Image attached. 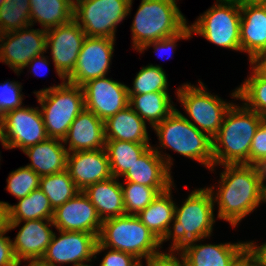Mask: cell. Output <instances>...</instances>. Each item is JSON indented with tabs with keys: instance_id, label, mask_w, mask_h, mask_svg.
<instances>
[{
	"instance_id": "cell-1",
	"label": "cell",
	"mask_w": 266,
	"mask_h": 266,
	"mask_svg": "<svg viewBox=\"0 0 266 266\" xmlns=\"http://www.w3.org/2000/svg\"><path fill=\"white\" fill-rule=\"evenodd\" d=\"M219 166L223 170L218 185L207 188L217 204V218L227 221L233 228L238 227L242 219L264 203L263 177L256 165Z\"/></svg>"
},
{
	"instance_id": "cell-2",
	"label": "cell",
	"mask_w": 266,
	"mask_h": 266,
	"mask_svg": "<svg viewBox=\"0 0 266 266\" xmlns=\"http://www.w3.org/2000/svg\"><path fill=\"white\" fill-rule=\"evenodd\" d=\"M182 203L181 206L175 204V217L161 240V249L163 243L171 240L167 250L179 254L213 236V226L217 222L216 204L207 187L193 189Z\"/></svg>"
},
{
	"instance_id": "cell-3",
	"label": "cell",
	"mask_w": 266,
	"mask_h": 266,
	"mask_svg": "<svg viewBox=\"0 0 266 266\" xmlns=\"http://www.w3.org/2000/svg\"><path fill=\"white\" fill-rule=\"evenodd\" d=\"M233 103L227 110L222 125L212 138L213 168L219 165H250L251 142L259 127L261 115L243 103Z\"/></svg>"
},
{
	"instance_id": "cell-4",
	"label": "cell",
	"mask_w": 266,
	"mask_h": 266,
	"mask_svg": "<svg viewBox=\"0 0 266 266\" xmlns=\"http://www.w3.org/2000/svg\"><path fill=\"white\" fill-rule=\"evenodd\" d=\"M153 130L159 144L152 147L170 169L174 159L164 153L163 148L195 160L208 170L213 168L212 139L190 123L177 108Z\"/></svg>"
},
{
	"instance_id": "cell-5",
	"label": "cell",
	"mask_w": 266,
	"mask_h": 266,
	"mask_svg": "<svg viewBox=\"0 0 266 266\" xmlns=\"http://www.w3.org/2000/svg\"><path fill=\"white\" fill-rule=\"evenodd\" d=\"M177 1L141 0L130 27L131 48L138 52L145 44L172 36L188 24Z\"/></svg>"
},
{
	"instance_id": "cell-6",
	"label": "cell",
	"mask_w": 266,
	"mask_h": 266,
	"mask_svg": "<svg viewBox=\"0 0 266 266\" xmlns=\"http://www.w3.org/2000/svg\"><path fill=\"white\" fill-rule=\"evenodd\" d=\"M33 93L41 106L48 138L63 140L74 119L85 109L82 86L61 81Z\"/></svg>"
},
{
	"instance_id": "cell-7",
	"label": "cell",
	"mask_w": 266,
	"mask_h": 266,
	"mask_svg": "<svg viewBox=\"0 0 266 266\" xmlns=\"http://www.w3.org/2000/svg\"><path fill=\"white\" fill-rule=\"evenodd\" d=\"M98 241L110 249L130 253L140 261L161 251V241L136 215L104 220Z\"/></svg>"
},
{
	"instance_id": "cell-8",
	"label": "cell",
	"mask_w": 266,
	"mask_h": 266,
	"mask_svg": "<svg viewBox=\"0 0 266 266\" xmlns=\"http://www.w3.org/2000/svg\"><path fill=\"white\" fill-rule=\"evenodd\" d=\"M207 85L198 80V85L183 83L175 91L177 101L185 110L184 117L198 130L211 139L217 134L223 118L233 102H227L218 95L211 94Z\"/></svg>"
},
{
	"instance_id": "cell-9",
	"label": "cell",
	"mask_w": 266,
	"mask_h": 266,
	"mask_svg": "<svg viewBox=\"0 0 266 266\" xmlns=\"http://www.w3.org/2000/svg\"><path fill=\"white\" fill-rule=\"evenodd\" d=\"M240 21V3L215 1L190 25L191 33L215 46L241 52Z\"/></svg>"
},
{
	"instance_id": "cell-10",
	"label": "cell",
	"mask_w": 266,
	"mask_h": 266,
	"mask_svg": "<svg viewBox=\"0 0 266 266\" xmlns=\"http://www.w3.org/2000/svg\"><path fill=\"white\" fill-rule=\"evenodd\" d=\"M134 0H81L73 19L88 37L116 38L117 27L131 14Z\"/></svg>"
},
{
	"instance_id": "cell-11",
	"label": "cell",
	"mask_w": 266,
	"mask_h": 266,
	"mask_svg": "<svg viewBox=\"0 0 266 266\" xmlns=\"http://www.w3.org/2000/svg\"><path fill=\"white\" fill-rule=\"evenodd\" d=\"M4 149L21 151L48 138L40 107L22 106L0 118Z\"/></svg>"
},
{
	"instance_id": "cell-12",
	"label": "cell",
	"mask_w": 266,
	"mask_h": 266,
	"mask_svg": "<svg viewBox=\"0 0 266 266\" xmlns=\"http://www.w3.org/2000/svg\"><path fill=\"white\" fill-rule=\"evenodd\" d=\"M47 33L44 29H34L32 25L0 34V63L8 65L16 75L34 57L48 53ZM47 51V52H46Z\"/></svg>"
},
{
	"instance_id": "cell-13",
	"label": "cell",
	"mask_w": 266,
	"mask_h": 266,
	"mask_svg": "<svg viewBox=\"0 0 266 266\" xmlns=\"http://www.w3.org/2000/svg\"><path fill=\"white\" fill-rule=\"evenodd\" d=\"M39 263L43 266H78L93 262L98 237L86 232L57 230Z\"/></svg>"
},
{
	"instance_id": "cell-14",
	"label": "cell",
	"mask_w": 266,
	"mask_h": 266,
	"mask_svg": "<svg viewBox=\"0 0 266 266\" xmlns=\"http://www.w3.org/2000/svg\"><path fill=\"white\" fill-rule=\"evenodd\" d=\"M47 50L55 68V73L62 81L73 73L79 52L86 35L77 22L68 23L46 30Z\"/></svg>"
},
{
	"instance_id": "cell-15",
	"label": "cell",
	"mask_w": 266,
	"mask_h": 266,
	"mask_svg": "<svg viewBox=\"0 0 266 266\" xmlns=\"http://www.w3.org/2000/svg\"><path fill=\"white\" fill-rule=\"evenodd\" d=\"M115 41L106 37L86 36L74 71L66 81L82 86L91 79L107 76L112 65Z\"/></svg>"
},
{
	"instance_id": "cell-16",
	"label": "cell",
	"mask_w": 266,
	"mask_h": 266,
	"mask_svg": "<svg viewBox=\"0 0 266 266\" xmlns=\"http://www.w3.org/2000/svg\"><path fill=\"white\" fill-rule=\"evenodd\" d=\"M85 108L102 121L129 105L127 85L107 76L95 78L82 85Z\"/></svg>"
},
{
	"instance_id": "cell-17",
	"label": "cell",
	"mask_w": 266,
	"mask_h": 266,
	"mask_svg": "<svg viewBox=\"0 0 266 266\" xmlns=\"http://www.w3.org/2000/svg\"><path fill=\"white\" fill-rule=\"evenodd\" d=\"M23 223L22 226H20ZM19 231L12 240L13 250L19 263L39 262L44 256L48 245L51 242L54 231L51 227H55L52 220L38 219L26 220L23 222H9L8 231Z\"/></svg>"
},
{
	"instance_id": "cell-18",
	"label": "cell",
	"mask_w": 266,
	"mask_h": 266,
	"mask_svg": "<svg viewBox=\"0 0 266 266\" xmlns=\"http://www.w3.org/2000/svg\"><path fill=\"white\" fill-rule=\"evenodd\" d=\"M52 221L56 230L86 232L95 234L97 237L103 222L83 191L57 207Z\"/></svg>"
},
{
	"instance_id": "cell-19",
	"label": "cell",
	"mask_w": 266,
	"mask_h": 266,
	"mask_svg": "<svg viewBox=\"0 0 266 266\" xmlns=\"http://www.w3.org/2000/svg\"><path fill=\"white\" fill-rule=\"evenodd\" d=\"M66 170L80 191L113 177L105 148L68 153Z\"/></svg>"
},
{
	"instance_id": "cell-20",
	"label": "cell",
	"mask_w": 266,
	"mask_h": 266,
	"mask_svg": "<svg viewBox=\"0 0 266 266\" xmlns=\"http://www.w3.org/2000/svg\"><path fill=\"white\" fill-rule=\"evenodd\" d=\"M241 52L248 53L249 63L266 52V4L240 3Z\"/></svg>"
},
{
	"instance_id": "cell-21",
	"label": "cell",
	"mask_w": 266,
	"mask_h": 266,
	"mask_svg": "<svg viewBox=\"0 0 266 266\" xmlns=\"http://www.w3.org/2000/svg\"><path fill=\"white\" fill-rule=\"evenodd\" d=\"M105 143L104 121L86 108L74 119L63 139L68 153L105 148Z\"/></svg>"
},
{
	"instance_id": "cell-22",
	"label": "cell",
	"mask_w": 266,
	"mask_h": 266,
	"mask_svg": "<svg viewBox=\"0 0 266 266\" xmlns=\"http://www.w3.org/2000/svg\"><path fill=\"white\" fill-rule=\"evenodd\" d=\"M172 171L151 146L121 177L153 188H175Z\"/></svg>"
},
{
	"instance_id": "cell-23",
	"label": "cell",
	"mask_w": 266,
	"mask_h": 266,
	"mask_svg": "<svg viewBox=\"0 0 266 266\" xmlns=\"http://www.w3.org/2000/svg\"><path fill=\"white\" fill-rule=\"evenodd\" d=\"M246 252V243H197L183 252L186 266H237Z\"/></svg>"
},
{
	"instance_id": "cell-24",
	"label": "cell",
	"mask_w": 266,
	"mask_h": 266,
	"mask_svg": "<svg viewBox=\"0 0 266 266\" xmlns=\"http://www.w3.org/2000/svg\"><path fill=\"white\" fill-rule=\"evenodd\" d=\"M31 161L26 166L40 177L63 172L67 169L68 150L63 140L47 138L23 150Z\"/></svg>"
},
{
	"instance_id": "cell-25",
	"label": "cell",
	"mask_w": 266,
	"mask_h": 266,
	"mask_svg": "<svg viewBox=\"0 0 266 266\" xmlns=\"http://www.w3.org/2000/svg\"><path fill=\"white\" fill-rule=\"evenodd\" d=\"M83 192L96 208L102 221L125 215L124 199L119 178L112 177L89 185Z\"/></svg>"
},
{
	"instance_id": "cell-26",
	"label": "cell",
	"mask_w": 266,
	"mask_h": 266,
	"mask_svg": "<svg viewBox=\"0 0 266 266\" xmlns=\"http://www.w3.org/2000/svg\"><path fill=\"white\" fill-rule=\"evenodd\" d=\"M106 140L151 144L147 123L128 105L104 121Z\"/></svg>"
},
{
	"instance_id": "cell-27",
	"label": "cell",
	"mask_w": 266,
	"mask_h": 266,
	"mask_svg": "<svg viewBox=\"0 0 266 266\" xmlns=\"http://www.w3.org/2000/svg\"><path fill=\"white\" fill-rule=\"evenodd\" d=\"M173 188L160 193L152 203L139 212V220L161 241L167 234L170 224L175 217V201Z\"/></svg>"
},
{
	"instance_id": "cell-28",
	"label": "cell",
	"mask_w": 266,
	"mask_h": 266,
	"mask_svg": "<svg viewBox=\"0 0 266 266\" xmlns=\"http://www.w3.org/2000/svg\"><path fill=\"white\" fill-rule=\"evenodd\" d=\"M128 97L129 106L146 123L148 122L152 129L176 109L168 92L128 95Z\"/></svg>"
},
{
	"instance_id": "cell-29",
	"label": "cell",
	"mask_w": 266,
	"mask_h": 266,
	"mask_svg": "<svg viewBox=\"0 0 266 266\" xmlns=\"http://www.w3.org/2000/svg\"><path fill=\"white\" fill-rule=\"evenodd\" d=\"M74 6L69 0H30L31 25L39 23L49 30L73 19Z\"/></svg>"
},
{
	"instance_id": "cell-30",
	"label": "cell",
	"mask_w": 266,
	"mask_h": 266,
	"mask_svg": "<svg viewBox=\"0 0 266 266\" xmlns=\"http://www.w3.org/2000/svg\"><path fill=\"white\" fill-rule=\"evenodd\" d=\"M151 146V144L121 140H106L105 150L113 177L120 179Z\"/></svg>"
},
{
	"instance_id": "cell-31",
	"label": "cell",
	"mask_w": 266,
	"mask_h": 266,
	"mask_svg": "<svg viewBox=\"0 0 266 266\" xmlns=\"http://www.w3.org/2000/svg\"><path fill=\"white\" fill-rule=\"evenodd\" d=\"M9 222H23L26 220H52L54 210L47 196L38 188L24 198L8 207Z\"/></svg>"
},
{
	"instance_id": "cell-32",
	"label": "cell",
	"mask_w": 266,
	"mask_h": 266,
	"mask_svg": "<svg viewBox=\"0 0 266 266\" xmlns=\"http://www.w3.org/2000/svg\"><path fill=\"white\" fill-rule=\"evenodd\" d=\"M250 74L239 87L233 89L230 97L242 101L250 110L266 115V78L262 76L251 64Z\"/></svg>"
},
{
	"instance_id": "cell-33",
	"label": "cell",
	"mask_w": 266,
	"mask_h": 266,
	"mask_svg": "<svg viewBox=\"0 0 266 266\" xmlns=\"http://www.w3.org/2000/svg\"><path fill=\"white\" fill-rule=\"evenodd\" d=\"M39 188L47 196L53 210L80 192L67 170L41 176Z\"/></svg>"
},
{
	"instance_id": "cell-34",
	"label": "cell",
	"mask_w": 266,
	"mask_h": 266,
	"mask_svg": "<svg viewBox=\"0 0 266 266\" xmlns=\"http://www.w3.org/2000/svg\"><path fill=\"white\" fill-rule=\"evenodd\" d=\"M168 77L162 66L148 64L143 66L133 79L132 88L127 86L128 95L153 92H169Z\"/></svg>"
},
{
	"instance_id": "cell-35",
	"label": "cell",
	"mask_w": 266,
	"mask_h": 266,
	"mask_svg": "<svg viewBox=\"0 0 266 266\" xmlns=\"http://www.w3.org/2000/svg\"><path fill=\"white\" fill-rule=\"evenodd\" d=\"M125 215H137L152 201L170 188H153L134 182H121Z\"/></svg>"
},
{
	"instance_id": "cell-36",
	"label": "cell",
	"mask_w": 266,
	"mask_h": 266,
	"mask_svg": "<svg viewBox=\"0 0 266 266\" xmlns=\"http://www.w3.org/2000/svg\"><path fill=\"white\" fill-rule=\"evenodd\" d=\"M31 25L30 0H6L0 6V33Z\"/></svg>"
},
{
	"instance_id": "cell-37",
	"label": "cell",
	"mask_w": 266,
	"mask_h": 266,
	"mask_svg": "<svg viewBox=\"0 0 266 266\" xmlns=\"http://www.w3.org/2000/svg\"><path fill=\"white\" fill-rule=\"evenodd\" d=\"M6 182V190L18 200L39 188L40 176L25 165L11 171Z\"/></svg>"
},
{
	"instance_id": "cell-38",
	"label": "cell",
	"mask_w": 266,
	"mask_h": 266,
	"mask_svg": "<svg viewBox=\"0 0 266 266\" xmlns=\"http://www.w3.org/2000/svg\"><path fill=\"white\" fill-rule=\"evenodd\" d=\"M21 84L15 80L0 83V118L5 113L23 106L24 94Z\"/></svg>"
},
{
	"instance_id": "cell-39",
	"label": "cell",
	"mask_w": 266,
	"mask_h": 266,
	"mask_svg": "<svg viewBox=\"0 0 266 266\" xmlns=\"http://www.w3.org/2000/svg\"><path fill=\"white\" fill-rule=\"evenodd\" d=\"M192 36L193 35L191 33V27L189 24H187L181 31H179L178 33L172 36L162 38L160 40L152 41V42L145 44L138 52L140 54H143L145 53L144 52L145 50L147 51L148 48L152 47L154 49V52L157 54L158 57L160 56V58H162L161 56H163L162 53L167 55L168 52H171V54L169 53L171 56L167 57V59L168 58L170 59L172 57V53L174 54L175 49L177 47L176 43L179 42V40L181 39L189 40L190 38H193Z\"/></svg>"
},
{
	"instance_id": "cell-40",
	"label": "cell",
	"mask_w": 266,
	"mask_h": 266,
	"mask_svg": "<svg viewBox=\"0 0 266 266\" xmlns=\"http://www.w3.org/2000/svg\"><path fill=\"white\" fill-rule=\"evenodd\" d=\"M106 251L100 261L99 266H137L140 260L134 255L122 252L119 250L110 249L103 246L99 241L96 243L94 259L96 260L97 255Z\"/></svg>"
},
{
	"instance_id": "cell-41",
	"label": "cell",
	"mask_w": 266,
	"mask_h": 266,
	"mask_svg": "<svg viewBox=\"0 0 266 266\" xmlns=\"http://www.w3.org/2000/svg\"><path fill=\"white\" fill-rule=\"evenodd\" d=\"M145 266H186L183 254L160 251L144 259Z\"/></svg>"
},
{
	"instance_id": "cell-42",
	"label": "cell",
	"mask_w": 266,
	"mask_h": 266,
	"mask_svg": "<svg viewBox=\"0 0 266 266\" xmlns=\"http://www.w3.org/2000/svg\"><path fill=\"white\" fill-rule=\"evenodd\" d=\"M266 158V130L260 127L255 132L251 142L250 165H258Z\"/></svg>"
},
{
	"instance_id": "cell-43",
	"label": "cell",
	"mask_w": 266,
	"mask_h": 266,
	"mask_svg": "<svg viewBox=\"0 0 266 266\" xmlns=\"http://www.w3.org/2000/svg\"><path fill=\"white\" fill-rule=\"evenodd\" d=\"M6 234H0V266H20L22 263L15 257L12 239Z\"/></svg>"
},
{
	"instance_id": "cell-44",
	"label": "cell",
	"mask_w": 266,
	"mask_h": 266,
	"mask_svg": "<svg viewBox=\"0 0 266 266\" xmlns=\"http://www.w3.org/2000/svg\"><path fill=\"white\" fill-rule=\"evenodd\" d=\"M246 253L259 265L266 266V242L259 245L254 240L245 241Z\"/></svg>"
},
{
	"instance_id": "cell-45",
	"label": "cell",
	"mask_w": 266,
	"mask_h": 266,
	"mask_svg": "<svg viewBox=\"0 0 266 266\" xmlns=\"http://www.w3.org/2000/svg\"><path fill=\"white\" fill-rule=\"evenodd\" d=\"M49 63H50L49 62V56H45V54H43V55L34 57L31 61L28 62V64L23 69H25L26 67L27 68L29 67L30 73H33L34 75L40 77V75H41L40 71H42V69H43L42 67H44V69L48 67L47 69H49V65H50ZM45 71L47 72V70H45Z\"/></svg>"
},
{
	"instance_id": "cell-46",
	"label": "cell",
	"mask_w": 266,
	"mask_h": 266,
	"mask_svg": "<svg viewBox=\"0 0 266 266\" xmlns=\"http://www.w3.org/2000/svg\"><path fill=\"white\" fill-rule=\"evenodd\" d=\"M11 204L8 202L0 201V234L9 233L8 224H9V211L8 207Z\"/></svg>"
},
{
	"instance_id": "cell-47",
	"label": "cell",
	"mask_w": 266,
	"mask_h": 266,
	"mask_svg": "<svg viewBox=\"0 0 266 266\" xmlns=\"http://www.w3.org/2000/svg\"><path fill=\"white\" fill-rule=\"evenodd\" d=\"M250 64L266 78V52L258 55Z\"/></svg>"
},
{
	"instance_id": "cell-48",
	"label": "cell",
	"mask_w": 266,
	"mask_h": 266,
	"mask_svg": "<svg viewBox=\"0 0 266 266\" xmlns=\"http://www.w3.org/2000/svg\"><path fill=\"white\" fill-rule=\"evenodd\" d=\"M238 266H261L253 258H251L246 252L239 259Z\"/></svg>"
},
{
	"instance_id": "cell-49",
	"label": "cell",
	"mask_w": 266,
	"mask_h": 266,
	"mask_svg": "<svg viewBox=\"0 0 266 266\" xmlns=\"http://www.w3.org/2000/svg\"><path fill=\"white\" fill-rule=\"evenodd\" d=\"M257 166H258L260 174L264 178L266 176V158Z\"/></svg>"
},
{
	"instance_id": "cell-50",
	"label": "cell",
	"mask_w": 266,
	"mask_h": 266,
	"mask_svg": "<svg viewBox=\"0 0 266 266\" xmlns=\"http://www.w3.org/2000/svg\"><path fill=\"white\" fill-rule=\"evenodd\" d=\"M259 127L262 130H266V115H262L261 116V120H260V123H259Z\"/></svg>"
},
{
	"instance_id": "cell-51",
	"label": "cell",
	"mask_w": 266,
	"mask_h": 266,
	"mask_svg": "<svg viewBox=\"0 0 266 266\" xmlns=\"http://www.w3.org/2000/svg\"><path fill=\"white\" fill-rule=\"evenodd\" d=\"M263 197L264 203H266V176L263 178Z\"/></svg>"
},
{
	"instance_id": "cell-52",
	"label": "cell",
	"mask_w": 266,
	"mask_h": 266,
	"mask_svg": "<svg viewBox=\"0 0 266 266\" xmlns=\"http://www.w3.org/2000/svg\"><path fill=\"white\" fill-rule=\"evenodd\" d=\"M25 263L27 264L24 266H43L39 262H25Z\"/></svg>"
},
{
	"instance_id": "cell-53",
	"label": "cell",
	"mask_w": 266,
	"mask_h": 266,
	"mask_svg": "<svg viewBox=\"0 0 266 266\" xmlns=\"http://www.w3.org/2000/svg\"><path fill=\"white\" fill-rule=\"evenodd\" d=\"M216 1H226V2H238V3H242V2H246L247 0H216Z\"/></svg>"
},
{
	"instance_id": "cell-54",
	"label": "cell",
	"mask_w": 266,
	"mask_h": 266,
	"mask_svg": "<svg viewBox=\"0 0 266 266\" xmlns=\"http://www.w3.org/2000/svg\"><path fill=\"white\" fill-rule=\"evenodd\" d=\"M248 2H252V3H262V4H266V0H247Z\"/></svg>"
},
{
	"instance_id": "cell-55",
	"label": "cell",
	"mask_w": 266,
	"mask_h": 266,
	"mask_svg": "<svg viewBox=\"0 0 266 266\" xmlns=\"http://www.w3.org/2000/svg\"><path fill=\"white\" fill-rule=\"evenodd\" d=\"M0 142L2 144V147L4 148V145H3V138H2V134H1V125H0ZM1 153V152H0ZM0 161H1V155H0Z\"/></svg>"
},
{
	"instance_id": "cell-56",
	"label": "cell",
	"mask_w": 266,
	"mask_h": 266,
	"mask_svg": "<svg viewBox=\"0 0 266 266\" xmlns=\"http://www.w3.org/2000/svg\"><path fill=\"white\" fill-rule=\"evenodd\" d=\"M71 3H72V5L74 6L77 2H79V1H81V0H69Z\"/></svg>"
},
{
	"instance_id": "cell-57",
	"label": "cell",
	"mask_w": 266,
	"mask_h": 266,
	"mask_svg": "<svg viewBox=\"0 0 266 266\" xmlns=\"http://www.w3.org/2000/svg\"><path fill=\"white\" fill-rule=\"evenodd\" d=\"M91 263H92V262H90L89 264L87 263V264L78 265V266H94V265H92Z\"/></svg>"
},
{
	"instance_id": "cell-58",
	"label": "cell",
	"mask_w": 266,
	"mask_h": 266,
	"mask_svg": "<svg viewBox=\"0 0 266 266\" xmlns=\"http://www.w3.org/2000/svg\"><path fill=\"white\" fill-rule=\"evenodd\" d=\"M142 263H143V261H140V263L137 266H144L145 263L144 264H142Z\"/></svg>"
},
{
	"instance_id": "cell-59",
	"label": "cell",
	"mask_w": 266,
	"mask_h": 266,
	"mask_svg": "<svg viewBox=\"0 0 266 266\" xmlns=\"http://www.w3.org/2000/svg\"><path fill=\"white\" fill-rule=\"evenodd\" d=\"M6 0H0V6L5 2Z\"/></svg>"
}]
</instances>
